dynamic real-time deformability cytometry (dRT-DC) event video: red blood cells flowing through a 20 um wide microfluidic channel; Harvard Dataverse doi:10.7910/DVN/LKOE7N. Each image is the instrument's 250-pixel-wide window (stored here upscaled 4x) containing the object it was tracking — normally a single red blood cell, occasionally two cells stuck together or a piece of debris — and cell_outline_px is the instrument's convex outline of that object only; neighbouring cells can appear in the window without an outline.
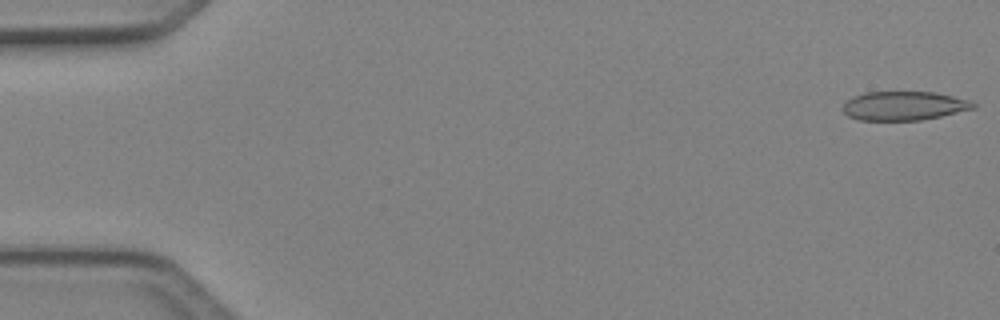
{"species": "Egyptian fruit bat (a non-hibernating species)", "species_latin": "Rousettus aegyptiacus", "temperature_condition": "cold", "stored_images_in_passage": 4, "camera_frame_rate_fps": 3000, "um_per_image_px": 0.085, "animal": {"sex": "female"}, "frame": {"image": 1, "passage_image": 1, "time_ms": 0.0, "image_size_px": [1000, 320], "cell_outline_px": [[976, 108], [940, 116], [920, 120], [860, 120], [848, 116], [844, 112], [844, 104], [852, 96], [864, 92], [936, 92], [968, 100], [976, 104]], "centroid_in_image_um": [76.83, 8.99], "position_along_channel_um": 8.2, "area_um2": 21.85}}